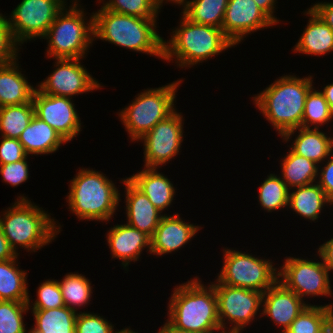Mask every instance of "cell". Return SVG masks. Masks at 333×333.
Listing matches in <instances>:
<instances>
[{
    "mask_svg": "<svg viewBox=\"0 0 333 333\" xmlns=\"http://www.w3.org/2000/svg\"><path fill=\"white\" fill-rule=\"evenodd\" d=\"M311 77L283 76L254 97L260 112L284 141L302 127L305 99L313 86Z\"/></svg>",
    "mask_w": 333,
    "mask_h": 333,
    "instance_id": "obj_1",
    "label": "cell"
},
{
    "mask_svg": "<svg viewBox=\"0 0 333 333\" xmlns=\"http://www.w3.org/2000/svg\"><path fill=\"white\" fill-rule=\"evenodd\" d=\"M156 19L101 9L93 13V38L163 58V38L155 31Z\"/></svg>",
    "mask_w": 333,
    "mask_h": 333,
    "instance_id": "obj_2",
    "label": "cell"
},
{
    "mask_svg": "<svg viewBox=\"0 0 333 333\" xmlns=\"http://www.w3.org/2000/svg\"><path fill=\"white\" fill-rule=\"evenodd\" d=\"M207 288L197 277L175 288L169 301L168 321L176 328L196 333L220 330L214 286Z\"/></svg>",
    "mask_w": 333,
    "mask_h": 333,
    "instance_id": "obj_3",
    "label": "cell"
},
{
    "mask_svg": "<svg viewBox=\"0 0 333 333\" xmlns=\"http://www.w3.org/2000/svg\"><path fill=\"white\" fill-rule=\"evenodd\" d=\"M173 36L163 41V58L171 61L176 56L180 67L193 66L234 46L222 29L190 21L184 14ZM169 44V45H168Z\"/></svg>",
    "mask_w": 333,
    "mask_h": 333,
    "instance_id": "obj_4",
    "label": "cell"
},
{
    "mask_svg": "<svg viewBox=\"0 0 333 333\" xmlns=\"http://www.w3.org/2000/svg\"><path fill=\"white\" fill-rule=\"evenodd\" d=\"M19 198L0 218L1 230L15 253L17 244L35 252L55 239L60 227L27 197Z\"/></svg>",
    "mask_w": 333,
    "mask_h": 333,
    "instance_id": "obj_5",
    "label": "cell"
},
{
    "mask_svg": "<svg viewBox=\"0 0 333 333\" xmlns=\"http://www.w3.org/2000/svg\"><path fill=\"white\" fill-rule=\"evenodd\" d=\"M69 209L79 219L109 221L119 204L114 183L98 171L81 169L71 180Z\"/></svg>",
    "mask_w": 333,
    "mask_h": 333,
    "instance_id": "obj_6",
    "label": "cell"
},
{
    "mask_svg": "<svg viewBox=\"0 0 333 333\" xmlns=\"http://www.w3.org/2000/svg\"><path fill=\"white\" fill-rule=\"evenodd\" d=\"M77 5L75 2L69 10L64 8L56 16L55 21L44 36V38L49 39L47 50L49 57L81 59L90 46L89 44L93 42V15L90 17L89 24L85 23L84 11L77 8Z\"/></svg>",
    "mask_w": 333,
    "mask_h": 333,
    "instance_id": "obj_7",
    "label": "cell"
},
{
    "mask_svg": "<svg viewBox=\"0 0 333 333\" xmlns=\"http://www.w3.org/2000/svg\"><path fill=\"white\" fill-rule=\"evenodd\" d=\"M180 81L159 88H151L138 94L132 104L119 113L131 141L142 138L158 122L175 112V92Z\"/></svg>",
    "mask_w": 333,
    "mask_h": 333,
    "instance_id": "obj_8",
    "label": "cell"
},
{
    "mask_svg": "<svg viewBox=\"0 0 333 333\" xmlns=\"http://www.w3.org/2000/svg\"><path fill=\"white\" fill-rule=\"evenodd\" d=\"M224 262L216 284H226L264 293L278 280L272 262L235 250H223Z\"/></svg>",
    "mask_w": 333,
    "mask_h": 333,
    "instance_id": "obj_9",
    "label": "cell"
},
{
    "mask_svg": "<svg viewBox=\"0 0 333 333\" xmlns=\"http://www.w3.org/2000/svg\"><path fill=\"white\" fill-rule=\"evenodd\" d=\"M65 0H22L12 11L8 24L20 45L35 37H44L56 16L65 8Z\"/></svg>",
    "mask_w": 333,
    "mask_h": 333,
    "instance_id": "obj_10",
    "label": "cell"
},
{
    "mask_svg": "<svg viewBox=\"0 0 333 333\" xmlns=\"http://www.w3.org/2000/svg\"><path fill=\"white\" fill-rule=\"evenodd\" d=\"M217 296L218 318L222 333H227L226 320L234 325L229 333L240 331L252 320L262 305L263 293L226 284H212Z\"/></svg>",
    "mask_w": 333,
    "mask_h": 333,
    "instance_id": "obj_11",
    "label": "cell"
},
{
    "mask_svg": "<svg viewBox=\"0 0 333 333\" xmlns=\"http://www.w3.org/2000/svg\"><path fill=\"white\" fill-rule=\"evenodd\" d=\"M328 273L323 262L289 257L278 271V280H281L280 282L287 289L294 291L303 300V297L307 295L331 296Z\"/></svg>",
    "mask_w": 333,
    "mask_h": 333,
    "instance_id": "obj_12",
    "label": "cell"
},
{
    "mask_svg": "<svg viewBox=\"0 0 333 333\" xmlns=\"http://www.w3.org/2000/svg\"><path fill=\"white\" fill-rule=\"evenodd\" d=\"M181 115L175 111L139 139L144 141L145 168H157L178 154L183 141Z\"/></svg>",
    "mask_w": 333,
    "mask_h": 333,
    "instance_id": "obj_13",
    "label": "cell"
},
{
    "mask_svg": "<svg viewBox=\"0 0 333 333\" xmlns=\"http://www.w3.org/2000/svg\"><path fill=\"white\" fill-rule=\"evenodd\" d=\"M32 102L35 116L48 123L66 142L81 130V123L71 98L34 91Z\"/></svg>",
    "mask_w": 333,
    "mask_h": 333,
    "instance_id": "obj_14",
    "label": "cell"
},
{
    "mask_svg": "<svg viewBox=\"0 0 333 333\" xmlns=\"http://www.w3.org/2000/svg\"><path fill=\"white\" fill-rule=\"evenodd\" d=\"M57 68L38 90L44 94L68 97L101 88L98 81L80 64V59H56Z\"/></svg>",
    "mask_w": 333,
    "mask_h": 333,
    "instance_id": "obj_15",
    "label": "cell"
},
{
    "mask_svg": "<svg viewBox=\"0 0 333 333\" xmlns=\"http://www.w3.org/2000/svg\"><path fill=\"white\" fill-rule=\"evenodd\" d=\"M275 25L254 0H229L222 24L224 35L234 44L246 34Z\"/></svg>",
    "mask_w": 333,
    "mask_h": 333,
    "instance_id": "obj_16",
    "label": "cell"
},
{
    "mask_svg": "<svg viewBox=\"0 0 333 333\" xmlns=\"http://www.w3.org/2000/svg\"><path fill=\"white\" fill-rule=\"evenodd\" d=\"M262 302L264 305L261 314L270 317L280 327L283 326L282 333L289 329L293 320L308 306L279 280L263 293Z\"/></svg>",
    "mask_w": 333,
    "mask_h": 333,
    "instance_id": "obj_17",
    "label": "cell"
},
{
    "mask_svg": "<svg viewBox=\"0 0 333 333\" xmlns=\"http://www.w3.org/2000/svg\"><path fill=\"white\" fill-rule=\"evenodd\" d=\"M122 183L126 187L127 224L152 237L164 215L128 178Z\"/></svg>",
    "mask_w": 333,
    "mask_h": 333,
    "instance_id": "obj_18",
    "label": "cell"
},
{
    "mask_svg": "<svg viewBox=\"0 0 333 333\" xmlns=\"http://www.w3.org/2000/svg\"><path fill=\"white\" fill-rule=\"evenodd\" d=\"M199 227L182 221L178 214L164 215L151 237L150 254L171 253L185 245L198 232Z\"/></svg>",
    "mask_w": 333,
    "mask_h": 333,
    "instance_id": "obj_19",
    "label": "cell"
},
{
    "mask_svg": "<svg viewBox=\"0 0 333 333\" xmlns=\"http://www.w3.org/2000/svg\"><path fill=\"white\" fill-rule=\"evenodd\" d=\"M107 243L111 248L112 258L122 260L124 267L139 259L142 249L151 250V237L128 224L116 225L110 229Z\"/></svg>",
    "mask_w": 333,
    "mask_h": 333,
    "instance_id": "obj_20",
    "label": "cell"
},
{
    "mask_svg": "<svg viewBox=\"0 0 333 333\" xmlns=\"http://www.w3.org/2000/svg\"><path fill=\"white\" fill-rule=\"evenodd\" d=\"M19 72L16 60L0 65V107L32 102L36 88Z\"/></svg>",
    "mask_w": 333,
    "mask_h": 333,
    "instance_id": "obj_21",
    "label": "cell"
},
{
    "mask_svg": "<svg viewBox=\"0 0 333 333\" xmlns=\"http://www.w3.org/2000/svg\"><path fill=\"white\" fill-rule=\"evenodd\" d=\"M156 168H146L128 179L141 190L160 211L170 206L175 195L171 181Z\"/></svg>",
    "mask_w": 333,
    "mask_h": 333,
    "instance_id": "obj_22",
    "label": "cell"
},
{
    "mask_svg": "<svg viewBox=\"0 0 333 333\" xmlns=\"http://www.w3.org/2000/svg\"><path fill=\"white\" fill-rule=\"evenodd\" d=\"M18 140L27 155L53 153L66 143L48 123L35 115Z\"/></svg>",
    "mask_w": 333,
    "mask_h": 333,
    "instance_id": "obj_23",
    "label": "cell"
},
{
    "mask_svg": "<svg viewBox=\"0 0 333 333\" xmlns=\"http://www.w3.org/2000/svg\"><path fill=\"white\" fill-rule=\"evenodd\" d=\"M306 13L311 18L294 51L317 56L333 51V30L312 9Z\"/></svg>",
    "mask_w": 333,
    "mask_h": 333,
    "instance_id": "obj_24",
    "label": "cell"
},
{
    "mask_svg": "<svg viewBox=\"0 0 333 333\" xmlns=\"http://www.w3.org/2000/svg\"><path fill=\"white\" fill-rule=\"evenodd\" d=\"M299 134L293 142L291 150L319 164L328 158L333 151V138L319 131V128L299 127ZM328 156V157H327Z\"/></svg>",
    "mask_w": 333,
    "mask_h": 333,
    "instance_id": "obj_25",
    "label": "cell"
},
{
    "mask_svg": "<svg viewBox=\"0 0 333 333\" xmlns=\"http://www.w3.org/2000/svg\"><path fill=\"white\" fill-rule=\"evenodd\" d=\"M326 203L332 204L318 183L297 187L289 193L288 206L301 217L312 221L318 219Z\"/></svg>",
    "mask_w": 333,
    "mask_h": 333,
    "instance_id": "obj_26",
    "label": "cell"
},
{
    "mask_svg": "<svg viewBox=\"0 0 333 333\" xmlns=\"http://www.w3.org/2000/svg\"><path fill=\"white\" fill-rule=\"evenodd\" d=\"M17 257L0 261V300L27 302L32 307L26 286L27 273L17 268Z\"/></svg>",
    "mask_w": 333,
    "mask_h": 333,
    "instance_id": "obj_27",
    "label": "cell"
},
{
    "mask_svg": "<svg viewBox=\"0 0 333 333\" xmlns=\"http://www.w3.org/2000/svg\"><path fill=\"white\" fill-rule=\"evenodd\" d=\"M35 327L33 333H75L77 313L67 306L54 309H32Z\"/></svg>",
    "mask_w": 333,
    "mask_h": 333,
    "instance_id": "obj_28",
    "label": "cell"
},
{
    "mask_svg": "<svg viewBox=\"0 0 333 333\" xmlns=\"http://www.w3.org/2000/svg\"><path fill=\"white\" fill-rule=\"evenodd\" d=\"M281 178L288 188L300 187L315 182L318 177V165L310 159L294 153L292 150L284 157L281 163Z\"/></svg>",
    "mask_w": 333,
    "mask_h": 333,
    "instance_id": "obj_29",
    "label": "cell"
},
{
    "mask_svg": "<svg viewBox=\"0 0 333 333\" xmlns=\"http://www.w3.org/2000/svg\"><path fill=\"white\" fill-rule=\"evenodd\" d=\"M229 0H185L183 14L192 22L222 29Z\"/></svg>",
    "mask_w": 333,
    "mask_h": 333,
    "instance_id": "obj_30",
    "label": "cell"
},
{
    "mask_svg": "<svg viewBox=\"0 0 333 333\" xmlns=\"http://www.w3.org/2000/svg\"><path fill=\"white\" fill-rule=\"evenodd\" d=\"M33 102L0 107V131L2 136L18 139L34 117Z\"/></svg>",
    "mask_w": 333,
    "mask_h": 333,
    "instance_id": "obj_31",
    "label": "cell"
},
{
    "mask_svg": "<svg viewBox=\"0 0 333 333\" xmlns=\"http://www.w3.org/2000/svg\"><path fill=\"white\" fill-rule=\"evenodd\" d=\"M333 315V304L308 305L291 323L285 333H323L326 322Z\"/></svg>",
    "mask_w": 333,
    "mask_h": 333,
    "instance_id": "obj_32",
    "label": "cell"
},
{
    "mask_svg": "<svg viewBox=\"0 0 333 333\" xmlns=\"http://www.w3.org/2000/svg\"><path fill=\"white\" fill-rule=\"evenodd\" d=\"M65 306L76 311V306H85L91 298L92 286L82 274H68L62 281H58Z\"/></svg>",
    "mask_w": 333,
    "mask_h": 333,
    "instance_id": "obj_33",
    "label": "cell"
},
{
    "mask_svg": "<svg viewBox=\"0 0 333 333\" xmlns=\"http://www.w3.org/2000/svg\"><path fill=\"white\" fill-rule=\"evenodd\" d=\"M290 189L277 175L270 174L259 187V201L261 207L268 212L278 210L289 204Z\"/></svg>",
    "mask_w": 333,
    "mask_h": 333,
    "instance_id": "obj_34",
    "label": "cell"
},
{
    "mask_svg": "<svg viewBox=\"0 0 333 333\" xmlns=\"http://www.w3.org/2000/svg\"><path fill=\"white\" fill-rule=\"evenodd\" d=\"M332 118L333 113L322 91H316L312 87L305 99L302 127L310 128V124H317L314 128H319L318 126L331 121Z\"/></svg>",
    "mask_w": 333,
    "mask_h": 333,
    "instance_id": "obj_35",
    "label": "cell"
},
{
    "mask_svg": "<svg viewBox=\"0 0 333 333\" xmlns=\"http://www.w3.org/2000/svg\"><path fill=\"white\" fill-rule=\"evenodd\" d=\"M28 310L27 302L0 300V333H26L23 313Z\"/></svg>",
    "mask_w": 333,
    "mask_h": 333,
    "instance_id": "obj_36",
    "label": "cell"
},
{
    "mask_svg": "<svg viewBox=\"0 0 333 333\" xmlns=\"http://www.w3.org/2000/svg\"><path fill=\"white\" fill-rule=\"evenodd\" d=\"M103 7L112 12L144 19H156L161 8L154 0H109L103 3Z\"/></svg>",
    "mask_w": 333,
    "mask_h": 333,
    "instance_id": "obj_37",
    "label": "cell"
},
{
    "mask_svg": "<svg viewBox=\"0 0 333 333\" xmlns=\"http://www.w3.org/2000/svg\"><path fill=\"white\" fill-rule=\"evenodd\" d=\"M32 309H54L65 306L60 285L57 280L43 282L37 292V300Z\"/></svg>",
    "mask_w": 333,
    "mask_h": 333,
    "instance_id": "obj_38",
    "label": "cell"
},
{
    "mask_svg": "<svg viewBox=\"0 0 333 333\" xmlns=\"http://www.w3.org/2000/svg\"><path fill=\"white\" fill-rule=\"evenodd\" d=\"M113 325L92 313H77L75 333H114Z\"/></svg>",
    "mask_w": 333,
    "mask_h": 333,
    "instance_id": "obj_39",
    "label": "cell"
},
{
    "mask_svg": "<svg viewBox=\"0 0 333 333\" xmlns=\"http://www.w3.org/2000/svg\"><path fill=\"white\" fill-rule=\"evenodd\" d=\"M17 47L6 17L0 14V65L17 60Z\"/></svg>",
    "mask_w": 333,
    "mask_h": 333,
    "instance_id": "obj_40",
    "label": "cell"
},
{
    "mask_svg": "<svg viewBox=\"0 0 333 333\" xmlns=\"http://www.w3.org/2000/svg\"><path fill=\"white\" fill-rule=\"evenodd\" d=\"M26 159L27 156L18 162L0 164V173L3 177V181L14 187L25 182L29 176Z\"/></svg>",
    "mask_w": 333,
    "mask_h": 333,
    "instance_id": "obj_41",
    "label": "cell"
},
{
    "mask_svg": "<svg viewBox=\"0 0 333 333\" xmlns=\"http://www.w3.org/2000/svg\"><path fill=\"white\" fill-rule=\"evenodd\" d=\"M2 138L3 140L0 144V164L18 162L27 156L18 139L4 136Z\"/></svg>",
    "mask_w": 333,
    "mask_h": 333,
    "instance_id": "obj_42",
    "label": "cell"
},
{
    "mask_svg": "<svg viewBox=\"0 0 333 333\" xmlns=\"http://www.w3.org/2000/svg\"><path fill=\"white\" fill-rule=\"evenodd\" d=\"M328 159L326 166L318 172L320 176L319 181L316 183L324 190V193L333 204V153Z\"/></svg>",
    "mask_w": 333,
    "mask_h": 333,
    "instance_id": "obj_43",
    "label": "cell"
},
{
    "mask_svg": "<svg viewBox=\"0 0 333 333\" xmlns=\"http://www.w3.org/2000/svg\"><path fill=\"white\" fill-rule=\"evenodd\" d=\"M310 9L333 30V3H316Z\"/></svg>",
    "mask_w": 333,
    "mask_h": 333,
    "instance_id": "obj_44",
    "label": "cell"
},
{
    "mask_svg": "<svg viewBox=\"0 0 333 333\" xmlns=\"http://www.w3.org/2000/svg\"><path fill=\"white\" fill-rule=\"evenodd\" d=\"M318 253L321 256L319 258L322 259L328 271L333 270V238L322 244L318 249Z\"/></svg>",
    "mask_w": 333,
    "mask_h": 333,
    "instance_id": "obj_45",
    "label": "cell"
},
{
    "mask_svg": "<svg viewBox=\"0 0 333 333\" xmlns=\"http://www.w3.org/2000/svg\"><path fill=\"white\" fill-rule=\"evenodd\" d=\"M17 255L18 253H15V251L10 247V244L4 236L0 226V261L14 259Z\"/></svg>",
    "mask_w": 333,
    "mask_h": 333,
    "instance_id": "obj_46",
    "label": "cell"
},
{
    "mask_svg": "<svg viewBox=\"0 0 333 333\" xmlns=\"http://www.w3.org/2000/svg\"><path fill=\"white\" fill-rule=\"evenodd\" d=\"M258 7L276 24L279 20L273 16L276 0H254Z\"/></svg>",
    "mask_w": 333,
    "mask_h": 333,
    "instance_id": "obj_47",
    "label": "cell"
},
{
    "mask_svg": "<svg viewBox=\"0 0 333 333\" xmlns=\"http://www.w3.org/2000/svg\"><path fill=\"white\" fill-rule=\"evenodd\" d=\"M160 331L158 333H196L189 330H182L179 328L174 327L168 320L167 323L164 324L163 327H161Z\"/></svg>",
    "mask_w": 333,
    "mask_h": 333,
    "instance_id": "obj_48",
    "label": "cell"
},
{
    "mask_svg": "<svg viewBox=\"0 0 333 333\" xmlns=\"http://www.w3.org/2000/svg\"><path fill=\"white\" fill-rule=\"evenodd\" d=\"M323 95L333 113V83L324 87Z\"/></svg>",
    "mask_w": 333,
    "mask_h": 333,
    "instance_id": "obj_49",
    "label": "cell"
},
{
    "mask_svg": "<svg viewBox=\"0 0 333 333\" xmlns=\"http://www.w3.org/2000/svg\"><path fill=\"white\" fill-rule=\"evenodd\" d=\"M323 333H333V315L330 319L326 322Z\"/></svg>",
    "mask_w": 333,
    "mask_h": 333,
    "instance_id": "obj_50",
    "label": "cell"
},
{
    "mask_svg": "<svg viewBox=\"0 0 333 333\" xmlns=\"http://www.w3.org/2000/svg\"><path fill=\"white\" fill-rule=\"evenodd\" d=\"M159 6L162 5L163 1L164 0H154ZM167 1V0H166ZM168 1H172V2H175L176 4H179V5H183L184 1L185 0H168Z\"/></svg>",
    "mask_w": 333,
    "mask_h": 333,
    "instance_id": "obj_51",
    "label": "cell"
},
{
    "mask_svg": "<svg viewBox=\"0 0 333 333\" xmlns=\"http://www.w3.org/2000/svg\"><path fill=\"white\" fill-rule=\"evenodd\" d=\"M116 333H135V332H133V331L130 330L129 328H126V329H122V330H120V331H118V332H116Z\"/></svg>",
    "mask_w": 333,
    "mask_h": 333,
    "instance_id": "obj_52",
    "label": "cell"
}]
</instances>
